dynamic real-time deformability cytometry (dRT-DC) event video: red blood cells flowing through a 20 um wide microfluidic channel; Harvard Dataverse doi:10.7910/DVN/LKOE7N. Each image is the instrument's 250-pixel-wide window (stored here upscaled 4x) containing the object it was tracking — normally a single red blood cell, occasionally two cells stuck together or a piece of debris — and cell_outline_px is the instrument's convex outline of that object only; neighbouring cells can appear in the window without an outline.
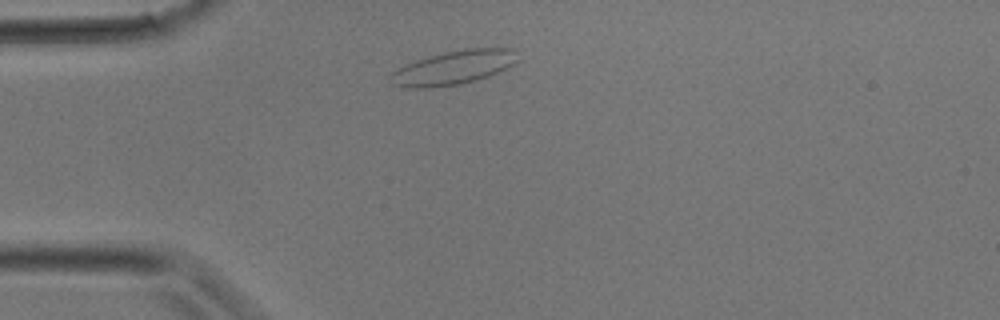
{"species": "common noctule bat (a hibernating species)", "species_latin": "Nyctalus noctula", "temperature_condition": "room temperature", "stored_images_in_passage": 1, "camera_frame_rate_fps": 3000, "um_per_image_px": 0.085, "animal": {"sex": "male", "body_mass_g": 17.9}, "frame": {"image": 1, "passage_image": 1, "time_ms": 0.0, "image_size_px": [1000, 320], "cell_outline_px": [[520, 60], [516, 64], [488, 76], [476, 80], [460, 84], [428, 88], [416, 88], [392, 84], [388, 76], [392, 72], [408, 64], [428, 56], [468, 48], [512, 48]], "centroid_in_image_um": [38.6, 5.75], "position_along_channel_um": 46.4, "area_um2": 24.85}}